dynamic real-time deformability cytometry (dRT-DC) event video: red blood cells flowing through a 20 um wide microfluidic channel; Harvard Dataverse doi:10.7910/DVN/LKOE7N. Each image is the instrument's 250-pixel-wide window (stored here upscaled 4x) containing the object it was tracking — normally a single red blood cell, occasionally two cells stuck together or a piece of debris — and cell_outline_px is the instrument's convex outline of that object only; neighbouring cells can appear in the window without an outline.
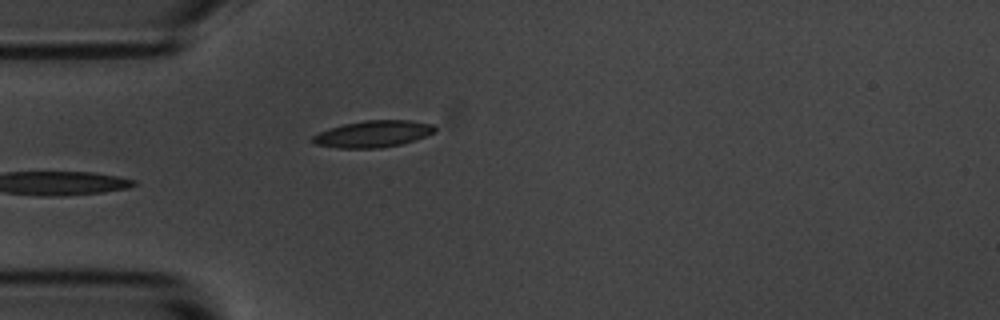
{"species": "common noctule bat (a hibernating species)", "species_latin": "Nyctalus noctula", "temperature_condition": "room temperature", "stored_images_in_passage": 34, "camera_frame_rate_fps": 3000, "um_per_image_px": 0.085, "animal": {"sex": "male", "body_mass_g": 20.1, "forearm_length_mm": 53.5}, "frame": {"image": 1, "passage_image": 1, "time_ms": 0.0, "image_size_px": [1000, 320], "cell_outline_px": [[436, 132], [400, 144], [380, 148], [336, 148], [316, 144], [312, 140], [312, 136], [320, 132], [344, 124], [364, 120], [408, 120], [432, 124], [436, 128]], "centroid_in_image_um": [31.71, 11.38], "position_along_channel_um": 53.3, "area_um2": 18.73}, "authors_computed_cell_mechanics": {"area_um2": 20.7502, "velocity_mm_per_s": 3.6525, "shape_relaxation_time_tau1_ms": 2.8777, "shape_relaxation_time_tau2_ms": 2.2969, "deformation_change_tau1": 0.1096, "deformation_change_tau2": 0.0992}}